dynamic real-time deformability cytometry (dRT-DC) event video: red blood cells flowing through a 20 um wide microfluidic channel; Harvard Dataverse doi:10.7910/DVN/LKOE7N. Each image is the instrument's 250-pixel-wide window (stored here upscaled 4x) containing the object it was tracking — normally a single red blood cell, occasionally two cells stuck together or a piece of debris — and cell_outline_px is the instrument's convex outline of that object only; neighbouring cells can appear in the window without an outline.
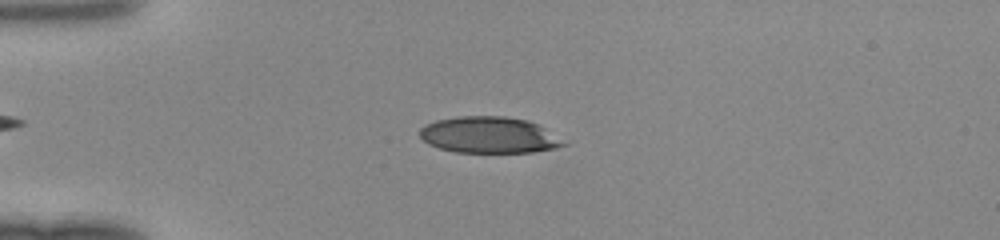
{"species": "human", "species_latin": "Homo sapiens", "temperature_condition": "room temperature", "stored_images_in_passage": 42, "camera_frame_rate_fps": 3000, "um_per_image_px": 0.085, "donor": {"sex": "female"}, "frame": {"image": 1, "passage_image": 7, "time_ms": 2.0, "image_size_px": [1000, 240], "cell_outline_px": [[568, 144], [556, 148], [532, 152], [456, 152], [440, 148], [428, 144], [420, 136], [420, 128], [424, 124], [436, 120], [456, 116], [504, 116], [528, 120], [544, 128]], "centroid_in_image_um": [41.53, 11.47], "position_along_channel_um": 43.5, "area_um2": 30.35}}
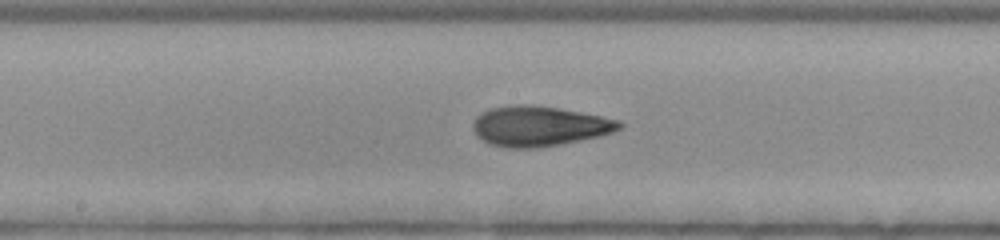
{"frame": {"image": 2, "passage_image": 20, "time_ms": 6.333, "image_size_px": [1000, 240], "cell_outline_px": [[624, 124], [620, 128], [612, 132], [600, 136], [560, 144], [536, 148], [504, 148], [488, 144], [476, 136], [472, 128], [472, 124], [476, 116], [492, 108], [516, 104], [528, 104], [560, 108], [620, 120]], "centroid_in_image_um": [45.8, 10.73], "position_along_channel_um": 202.4, "area_um2": 34.33}}
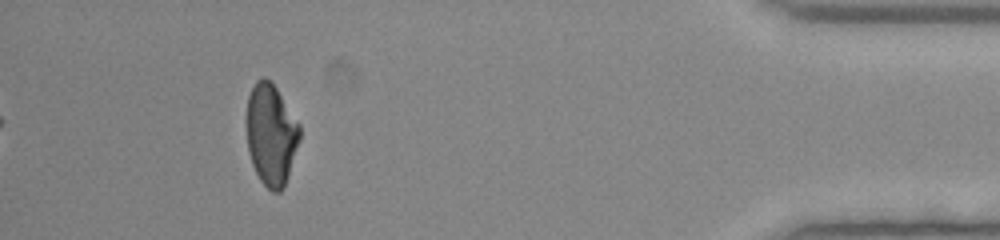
{"frame": {"image": 3, "passage_image": 38, "time_ms": 12.333, "image_size_px": [1000, 240], "cell_outline_px": [[300, 140], [284, 188], [280, 192], [272, 192], [260, 180], [252, 164], [248, 152], [248, 96], [256, 80], [264, 76], [276, 88], [300, 124]], "centroid_in_image_um": [23.06, 11.46], "position_along_channel_um": 412.1, "area_um2": 31.1}}